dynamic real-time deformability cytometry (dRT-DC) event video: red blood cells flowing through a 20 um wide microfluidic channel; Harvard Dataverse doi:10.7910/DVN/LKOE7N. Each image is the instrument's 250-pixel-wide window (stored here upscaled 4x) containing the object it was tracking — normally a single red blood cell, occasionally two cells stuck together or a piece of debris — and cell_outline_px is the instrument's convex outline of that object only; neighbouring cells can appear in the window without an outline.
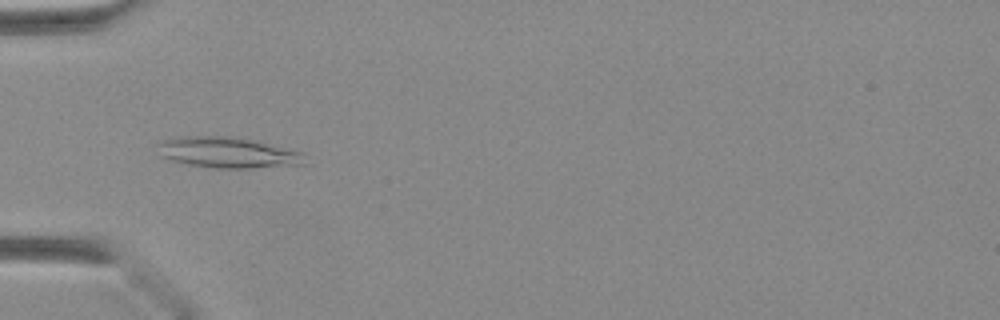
{"species": "Egyptian fruit bat (a non-hibernating species)", "species_latin": "Rousettus aegyptiacus", "temperature_condition": "warm", "stored_images_in_passage": 30, "camera_frame_rate_fps": 3000, "um_per_image_px": 0.085, "animal": {"sex": "female"}, "frame": {"image": 1, "passage_image": 2, "time_ms": 0.333, "image_size_px": [1000, 320], "cell_outline_px": [[304, 164], [252, 168], [212, 168], [172, 160], [160, 156], [156, 144], [164, 140], [196, 136], [232, 136], [252, 140], [304, 152]], "centroid_in_image_um": [19.38, 12.97], "position_along_channel_um": 65.6, "area_um2": 26.07}}
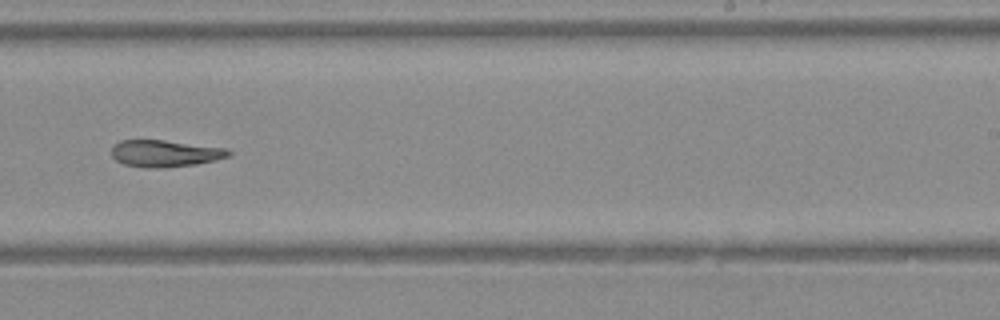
{"frame": {"image": 2, "passage_image": 15, "time_ms": 4.667, "image_size_px": [1000, 320], "cell_outline_px": [[232, 152], [228, 156], [216, 160], [196, 164], [160, 168], [148, 168], [124, 164], [116, 160], [112, 156], [112, 148], [120, 140], [164, 140], [228, 148]], "centroid_in_image_um": [14.05, 13.04], "position_along_channel_um": 275.0, "area_um2": 18.26}}
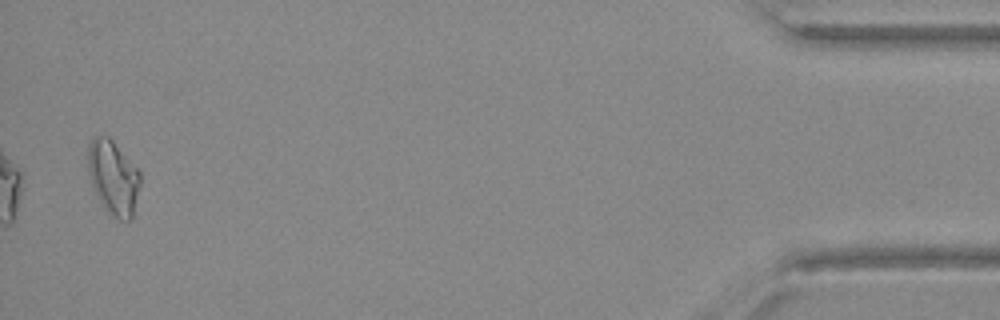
{"frame": {"image": 3, "passage_image": 29, "time_ms": 9.333, "image_size_px": [1000, 320], "cell_outline_px": [[140, 184], [132, 216], [128, 220], [120, 220], [108, 212], [104, 208], [96, 192], [88, 172], [88, 144], [92, 136], [108, 136], [112, 140], [140, 172]], "centroid_in_image_um": [9.62, 15.06], "position_along_channel_um": 425.6, "area_um2": 22.14}}